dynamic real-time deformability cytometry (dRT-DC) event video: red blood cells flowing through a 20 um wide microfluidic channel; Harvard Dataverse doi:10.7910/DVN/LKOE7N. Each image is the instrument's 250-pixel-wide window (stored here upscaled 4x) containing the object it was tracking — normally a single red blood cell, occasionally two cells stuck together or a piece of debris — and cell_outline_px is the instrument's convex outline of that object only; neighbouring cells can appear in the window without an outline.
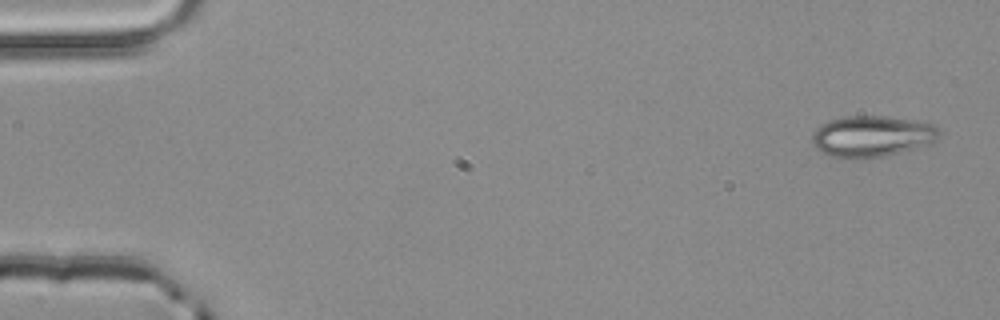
{"species": "common noctule bat (a hibernating species)", "species_latin": "Nyctalus noctula", "temperature_condition": "room temperature", "stored_images_in_passage": 4, "camera_frame_rate_fps": 3000, "um_per_image_px": 0.085, "animal": {"sex": "male", "body_mass_g": 20.4}, "frame": {"image": 1, "passage_image": 1, "time_ms": 0.0, "image_size_px": [1000, 320], "cell_outline_px": [[940, 132], [936, 140], [932, 144], [888, 156], [860, 160], [840, 160], [828, 156], [816, 148], [812, 144], [812, 132], [820, 124], [828, 120], [844, 116], [884, 116], [928, 120], [936, 124]], "centroid_in_image_um": [74.14, 11.6], "position_along_channel_um": 10.9, "area_um2": 32.02}}